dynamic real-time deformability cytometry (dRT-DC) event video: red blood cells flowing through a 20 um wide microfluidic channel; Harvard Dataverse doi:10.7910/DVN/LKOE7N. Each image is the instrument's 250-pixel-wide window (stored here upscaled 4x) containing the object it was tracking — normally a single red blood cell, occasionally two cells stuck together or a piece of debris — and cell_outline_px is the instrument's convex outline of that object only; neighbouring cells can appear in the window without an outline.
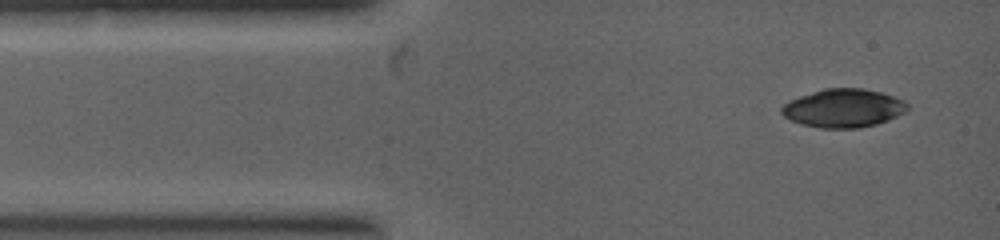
{"species": "common noctule bat (a hibernating species)", "species_latin": "Nyctalus noctula", "temperature_condition": "warm", "stored_images_in_passage": 2, "camera_frame_rate_fps": 5000, "um_per_image_px": 0.085, "animal": {"sex": "female", "body_mass_g": 19.0, "forearm_length_mm": 53.3}, "frame": {"image": 1, "passage_image": 2, "time_ms": 0.8, "image_size_px": [1000, 240], "cell_outline_px": [[908, 108], [904, 112], [888, 120], [876, 124], [860, 128], [820, 128], [800, 124], [784, 116], [780, 112], [780, 108], [788, 100], [824, 88], [864, 88], [880, 92], [904, 100], [908, 104]], "centroid_in_image_um": [71.67, 9.19], "position_along_channel_um": 13.3, "area_um2": 28.21}}